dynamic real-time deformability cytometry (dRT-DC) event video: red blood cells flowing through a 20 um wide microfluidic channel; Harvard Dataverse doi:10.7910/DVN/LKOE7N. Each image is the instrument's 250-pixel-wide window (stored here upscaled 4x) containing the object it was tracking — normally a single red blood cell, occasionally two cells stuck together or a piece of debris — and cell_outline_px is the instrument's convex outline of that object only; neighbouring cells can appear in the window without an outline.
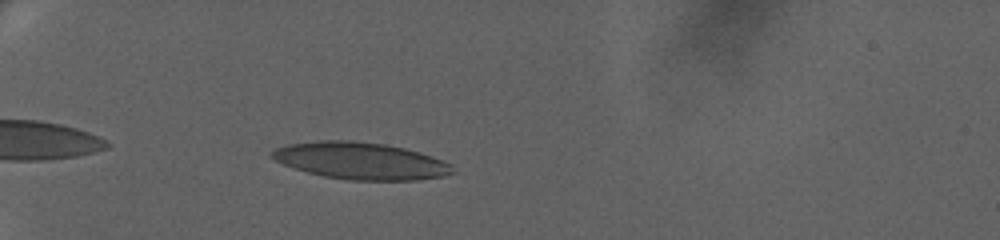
{"species": "human", "species_latin": "Homo sapiens", "temperature_condition": "warm", "stored_images_in_passage": 48, "camera_frame_rate_fps": 3000, "um_per_image_px": 0.085, "donor": {"sex": "female"}, "frame": {"image": 1, "passage_image": 5, "time_ms": 1.333, "image_size_px": [1000, 240], "cell_outline_px": [[456, 172], [444, 176], [416, 180], [352, 180], [324, 176], [308, 172], [284, 164], [276, 160], [272, 156], [272, 152], [276, 148], [288, 144], [316, 140], [352, 140], [384, 144], [404, 148], [420, 152], [452, 164]], "centroid_in_image_um": [30.7, 13.66], "position_along_channel_um": 54.3, "area_um2": 38.73}}
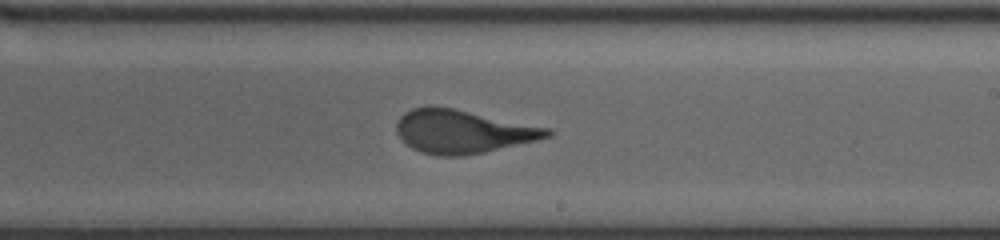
{"frame": {"image": 2, "passage_image": 26, "time_ms": 8.333, "image_size_px": [1000, 240], "cell_outline_px": [[552, 136], [536, 140], [484, 152], [464, 156], [436, 156], [420, 152], [412, 148], [396, 132], [396, 124], [400, 116], [404, 112], [412, 108], [428, 104], [432, 104], [552, 128]], "centroid_in_image_um": [39.31, 11.16], "position_along_channel_um": 249.7, "area_um2": 38.32}}
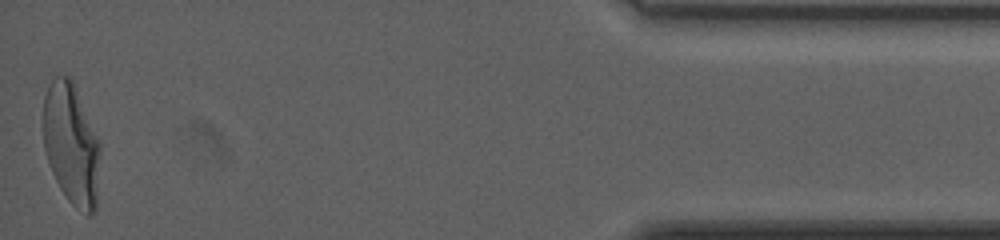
{"frame": {"image": 3, "passage_image": 48, "time_ms": 15.667, "image_size_px": [1000, 240], "cell_outline_px": [[100, 152], [96, 208], [88, 216], [76, 208], [68, 200], [60, 188], [52, 172], [44, 148], [44, 96], [48, 84], [56, 76], [68, 76], [72, 80], [100, 144]], "centroid_in_image_um": [6.06, 12.28], "position_along_channel_um": 429.1, "area_um2": 39.77}, "authors_computed_cell_mechanics": {"area_um2": 38.2636, "velocity_mm_per_s": 3.3139, "shape_relaxation_time_tau1_ms": 6.6788, "shape_relaxation_time_tau2_ms": null, "deformation_change_tau1": 0.2379, "deformation_change_tau2": null}}